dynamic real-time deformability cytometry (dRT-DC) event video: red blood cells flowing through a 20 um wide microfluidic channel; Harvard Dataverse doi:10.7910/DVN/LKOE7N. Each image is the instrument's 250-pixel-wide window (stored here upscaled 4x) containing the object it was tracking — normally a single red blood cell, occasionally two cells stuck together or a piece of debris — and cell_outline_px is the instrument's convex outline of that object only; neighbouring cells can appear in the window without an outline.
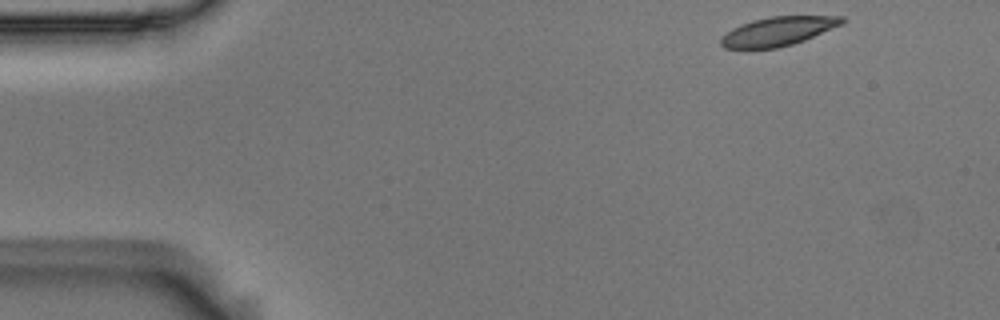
{"species": "Egyptian fruit bat (a non-hibernating species)", "species_latin": "Rousettus aegyptiacus", "temperature_condition": "room temperature", "stored_images_in_passage": 50, "camera_frame_rate_fps": 3000, "um_per_image_px": 0.085, "animal": {"sex": "male"}, "frame": {"image": 1, "passage_image": 1, "time_ms": 0.0, "image_size_px": [1000, 320], "cell_outline_px": [[848, 20], [844, 24], [804, 40], [792, 44], [776, 48], [724, 48], [720, 44], [720, 36], [732, 28], [740, 24], [752, 20], [772, 16], [844, 16]], "centroid_in_image_um": [66.15, 2.65], "position_along_channel_um": 18.9, "area_um2": 20.58}}
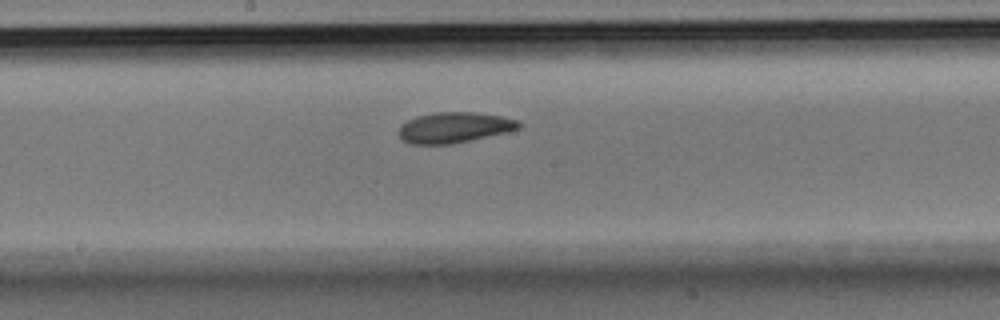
{"frame": {"image": 2, "passage_image": 24, "time_ms": 7.667, "image_size_px": [1000, 320], "cell_outline_px": [[520, 128], [508, 132], [452, 144], [412, 144], [404, 140], [400, 136], [400, 124], [416, 116], [436, 112], [476, 112], [500, 116], [516, 120], [520, 124]], "centroid_in_image_um": [38.61, 10.83], "position_along_channel_um": 209.6, "area_um2": 21.27}}
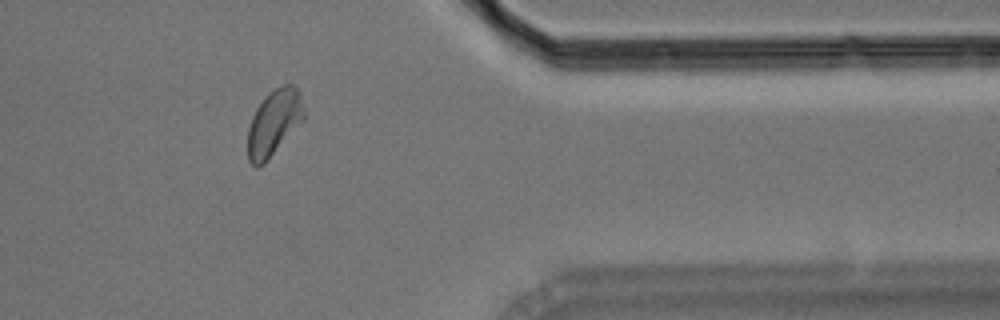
{"frame": {"image": 3, "passage_image": 40, "time_ms": 13.0, "image_size_px": [1000, 320], "cell_outline_px": [[304, 120], [264, 164], [256, 168], [248, 160], [248, 128], [252, 116], [256, 108], [268, 92], [272, 88], [284, 84], [292, 84], [300, 92], [304, 112]], "centroid_in_image_um": [23.28, 10.42], "position_along_channel_um": 388.1, "area_um2": 21.73}, "authors_computed_cell_mechanics": {"area_um2": 21.5594, "velocity_mm_per_s": 3.682, "shape_relaxation_time_tau1_ms": 5.1715, "shape_relaxation_time_tau2_ms": 4.4709, "deformation_change_tau1": 0.1271, "deformation_change_tau2": 0.0813}}